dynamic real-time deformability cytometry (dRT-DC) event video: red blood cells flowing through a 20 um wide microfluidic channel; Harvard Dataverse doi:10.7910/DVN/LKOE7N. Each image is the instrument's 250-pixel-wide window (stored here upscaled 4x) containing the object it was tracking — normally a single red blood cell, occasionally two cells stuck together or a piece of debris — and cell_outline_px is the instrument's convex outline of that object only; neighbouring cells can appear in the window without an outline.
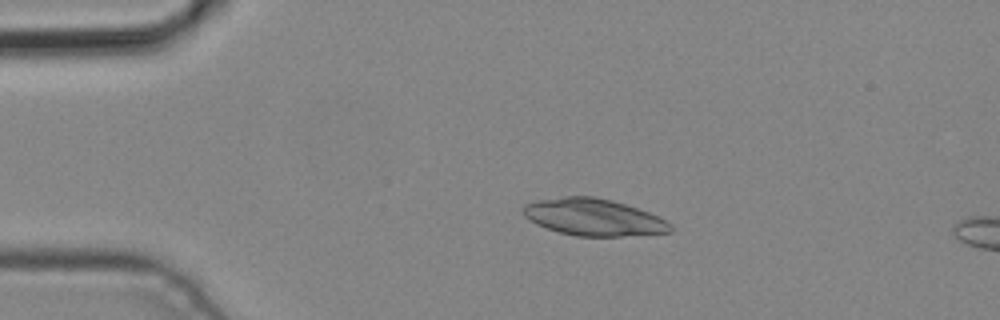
{"species": "common noctule bat (a hibernating species)", "species_latin": "Nyctalus noctula", "temperature_condition": "cold", "stored_images_in_passage": 4, "camera_frame_rate_fps": 3000, "um_per_image_px": 0.085, "animal": {"sex": "male", "body_mass_g": 19.2, "forearm_length_mm": 51.8}, "frame": {"image": 1, "passage_image": 3, "time_ms": 0.667, "image_size_px": [1000, 320], "cell_outline_px": [[672, 232], [620, 236], [576, 236], [560, 232], [536, 224], [524, 216], [520, 208], [524, 204], [536, 200], [564, 196], [592, 196], [612, 200], [648, 212], [668, 220], [672, 224]], "centroid_in_image_um": [50.43, 18.45], "position_along_channel_um": 34.6, "area_um2": 31.73}}